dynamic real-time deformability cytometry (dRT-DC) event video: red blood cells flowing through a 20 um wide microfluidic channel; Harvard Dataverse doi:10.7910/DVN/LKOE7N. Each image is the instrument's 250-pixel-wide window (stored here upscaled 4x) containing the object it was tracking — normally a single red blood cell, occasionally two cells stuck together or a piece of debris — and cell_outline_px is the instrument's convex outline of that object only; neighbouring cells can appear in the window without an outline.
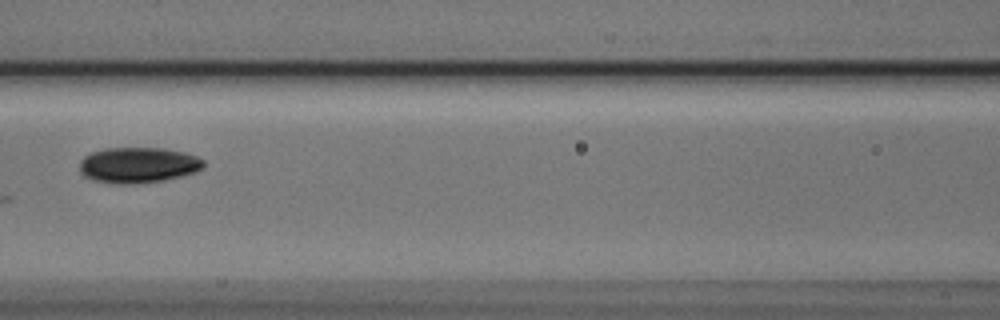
{"species": "Egyptian fruit bat (a non-hibernating species)", "species_latin": "Rousettus aegyptiacus", "temperature_condition": "cold", "stored_images_in_passage": 7, "camera_frame_rate_fps": 3000, "um_per_image_px": 0.085, "animal": {"sex": "male"}, "frame": {"image": 1, "passage_image": 7, "time_ms": 2.0, "image_size_px": [1000, 320], "cell_outline_px": [[204, 168], [196, 172], [164, 180], [124, 184], [120, 184], [92, 180], [84, 176], [80, 172], [80, 160], [84, 156], [92, 152], [104, 148], [164, 148], [184, 152], [196, 156], [204, 160]], "centroid_in_image_um": [11.74, 14.02], "position_along_channel_um": 154.9, "area_um2": 25.78}}